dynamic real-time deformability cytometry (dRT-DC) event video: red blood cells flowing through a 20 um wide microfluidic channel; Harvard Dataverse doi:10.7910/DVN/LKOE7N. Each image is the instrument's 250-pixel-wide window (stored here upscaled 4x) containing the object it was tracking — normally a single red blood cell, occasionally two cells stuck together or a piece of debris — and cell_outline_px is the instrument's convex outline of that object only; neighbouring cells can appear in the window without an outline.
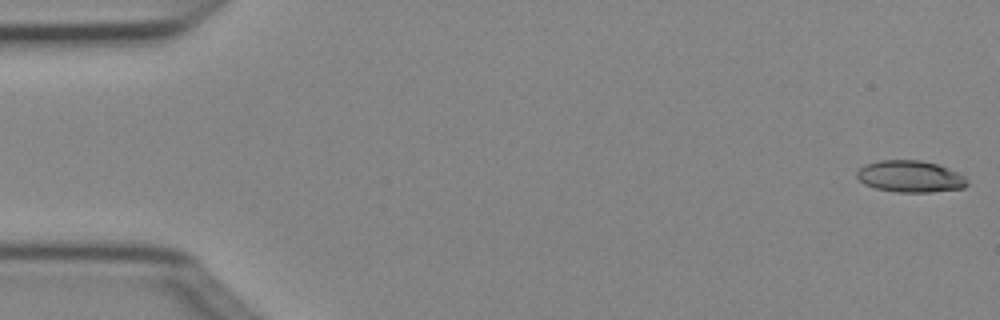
{"species": "Egyptian fruit bat (a non-hibernating species)", "species_latin": "Rousettus aegyptiacus", "temperature_condition": "cold", "stored_images_in_passage": 4, "camera_frame_rate_fps": 3000, "um_per_image_px": 0.085, "animal": {"sex": "female"}, "frame": {"image": 1, "passage_image": 1, "time_ms": 0.0, "image_size_px": [1000, 320], "cell_outline_px": [[968, 184], [964, 188], [928, 192], [896, 192], [876, 188], [864, 184], [856, 176], [856, 172], [864, 164], [880, 160], [920, 160], [936, 164], [960, 172], [968, 180]], "centroid_in_image_um": [77.38, 14.99], "position_along_channel_um": 7.6, "area_um2": 20.46}}